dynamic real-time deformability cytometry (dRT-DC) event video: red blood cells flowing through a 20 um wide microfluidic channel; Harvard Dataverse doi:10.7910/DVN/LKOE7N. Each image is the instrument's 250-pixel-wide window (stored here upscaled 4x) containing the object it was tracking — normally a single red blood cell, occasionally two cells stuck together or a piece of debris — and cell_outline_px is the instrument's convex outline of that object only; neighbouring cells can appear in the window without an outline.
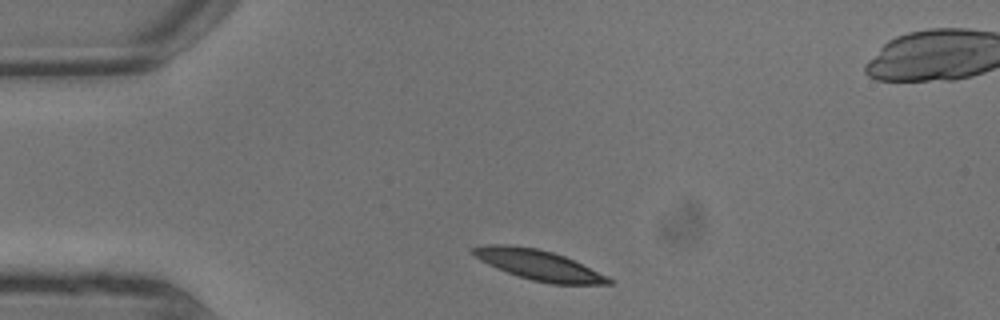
{"species": "common noctule bat (a hibernating species)", "species_latin": "Nyctalus noctula", "temperature_condition": "warm", "stored_images_in_passage": 6, "camera_frame_rate_fps": 3000, "um_per_image_px": 0.085, "animal": {"sex": "male", "body_mass_g": 13.3}, "frame": {"image": 1, "passage_image": 1, "time_ms": 0.0, "image_size_px": [1000, 320], "cell_outline_px": [[616, 280], [612, 284], [552, 284], [532, 280], [496, 268], [480, 260], [472, 252], [472, 248], [484, 244], [508, 244], [536, 248], [552, 252], [564, 256], [608, 276]], "centroid_in_image_um": [45.81, 22.52], "position_along_channel_um": 39.2, "area_um2": 23.64}}
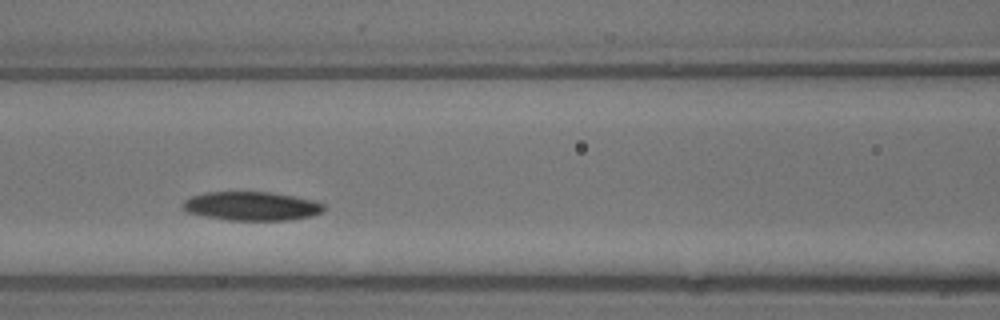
{"frame": {"image": 2, "passage_image": 5, "time_ms": 1.333, "image_size_px": [1000, 320], "cell_outline_px": [[324, 208], [320, 212], [312, 216], [288, 220], [228, 220], [204, 216], [188, 212], [180, 208], [180, 204], [184, 200], [192, 196], [204, 192], [268, 192], [292, 196], [312, 200], [324, 204]], "centroid_in_image_um": [21.32, 17.52], "position_along_channel_um": 145.3, "area_um2": 23.64}}
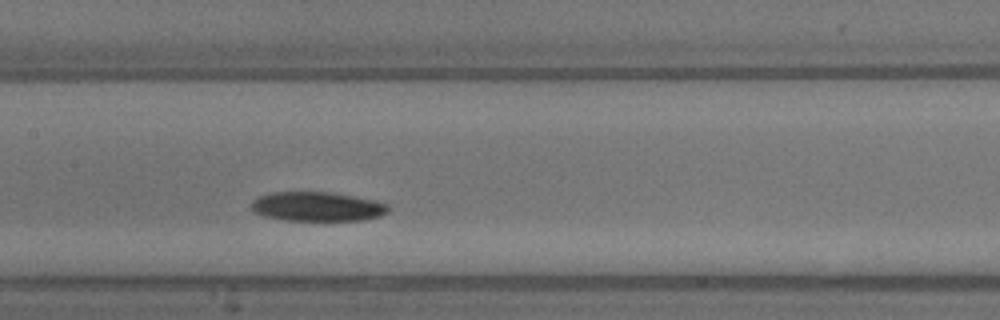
{"frame": {"image": 3, "passage_image": 6, "time_ms": 1.667, "image_size_px": [1000, 320], "cell_outline_px": [[392, 208], [388, 212], [380, 216], [364, 220], [324, 224], [284, 220], [264, 216], [252, 212], [252, 200], [260, 196], [272, 192], [332, 192], [376, 200], [388, 204]], "centroid_in_image_um": [27.03, 17.61], "position_along_channel_um": 180.4, "area_um2": 24.74}}